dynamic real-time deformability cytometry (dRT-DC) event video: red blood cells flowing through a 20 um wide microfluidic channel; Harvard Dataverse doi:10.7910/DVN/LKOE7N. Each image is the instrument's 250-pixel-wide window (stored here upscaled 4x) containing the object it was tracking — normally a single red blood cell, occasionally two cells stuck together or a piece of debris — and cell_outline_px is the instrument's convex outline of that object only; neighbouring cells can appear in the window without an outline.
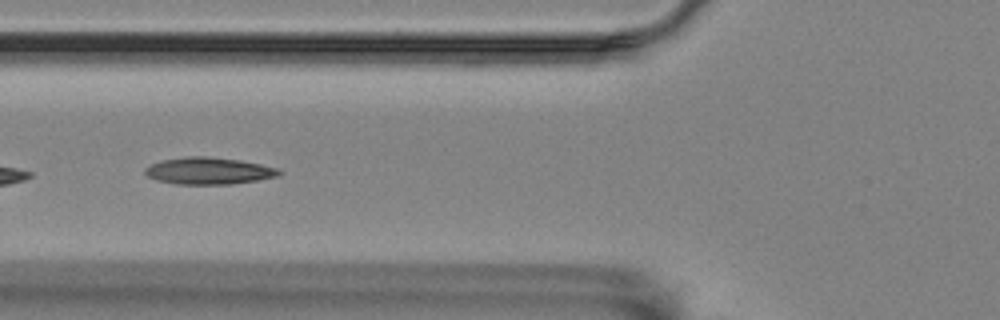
{"species": "Egyptian fruit bat (a non-hibernating species)", "species_latin": "Rousettus aegyptiacus", "temperature_condition": "room temperature", "stored_images_in_passage": 15, "camera_frame_rate_fps": 3000, "um_per_image_px": 0.085, "animal": {"sex": "female"}, "frame": {"image": 1, "passage_image": 6, "time_ms": 1.667, "image_size_px": [1000, 320], "cell_outline_px": [[284, 172], [280, 176], [232, 184], [176, 184], [156, 180], [148, 176], [144, 172], [144, 168], [160, 160], [184, 156], [204, 156], [240, 160], [280, 168]], "centroid_in_image_um": [17.76, 14.52], "position_along_channel_um": 108.0, "area_um2": 21.21}}
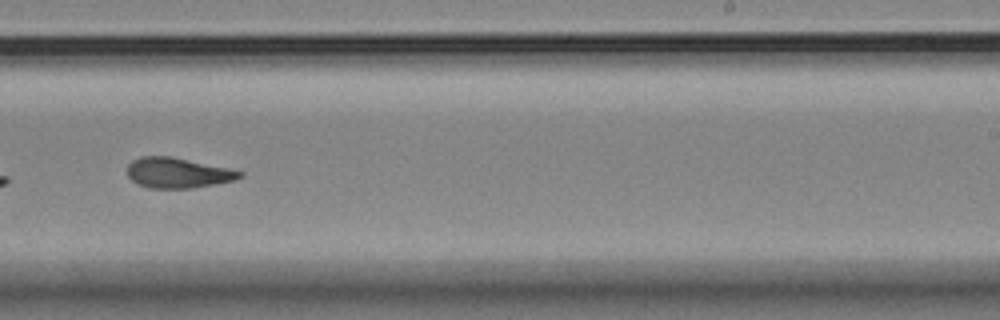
{"frame": {"image": 2, "passage_image": 10, "time_ms": 3.0, "image_size_px": [1000, 320], "cell_outline_px": [[244, 176], [232, 180], [192, 188], [148, 188], [132, 180], [128, 176], [128, 164], [132, 160], [140, 156], [168, 156], [244, 172]], "centroid_in_image_um": [15.05, 14.69], "position_along_channel_um": 273.9, "area_um2": 19.36}}
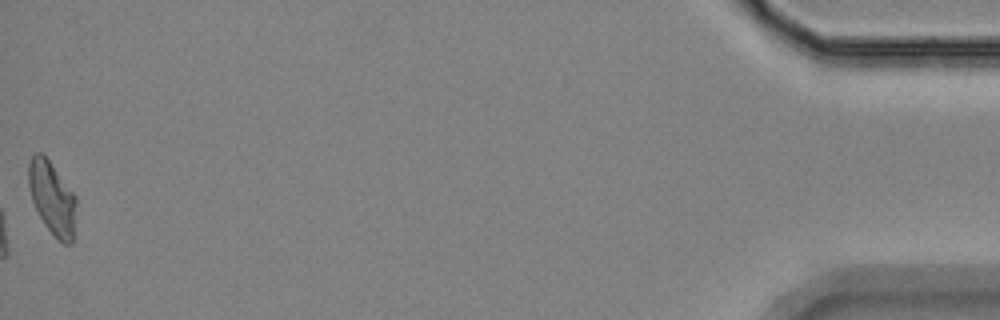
{"frame": {"image": 3, "passage_image": 15, "time_ms": 4.667, "image_size_px": [1000, 320], "cell_outline_px": [[76, 204], [72, 244], [64, 244], [44, 224], [32, 200], [28, 188], [28, 164], [32, 156], [36, 152], [40, 152], [48, 160], [76, 196]], "centroid_in_image_um": [4.42, 16.82], "position_along_channel_um": 430.8, "area_um2": 19.88}}